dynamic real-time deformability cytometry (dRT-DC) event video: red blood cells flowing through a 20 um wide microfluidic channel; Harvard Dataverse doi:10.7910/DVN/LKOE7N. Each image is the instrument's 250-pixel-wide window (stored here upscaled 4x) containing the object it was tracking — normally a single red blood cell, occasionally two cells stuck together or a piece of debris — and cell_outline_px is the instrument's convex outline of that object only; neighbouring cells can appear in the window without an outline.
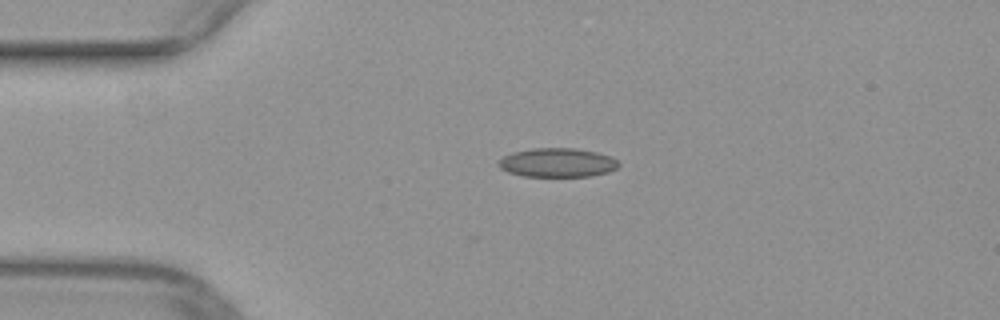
{"species": "common noctule bat (a hibernating species)", "species_latin": "Nyctalus noctula", "temperature_condition": "warm", "stored_images_in_passage": 42, "camera_frame_rate_fps": 3000, "um_per_image_px": 0.085, "animal": {"sex": "female", "body_mass_g": 29.2, "forearm_length_mm": 56.3}, "frame": {"image": 1, "passage_image": 3, "time_ms": 0.667, "image_size_px": [1000, 320], "cell_outline_px": [[620, 164], [616, 168], [608, 172], [588, 176], [524, 176], [508, 172], [500, 168], [496, 164], [504, 156], [512, 152], [532, 148], [576, 148], [596, 152], [612, 156]], "centroid_in_image_um": [47.37, 13.81], "position_along_channel_um": 37.6, "area_um2": 20.29}}
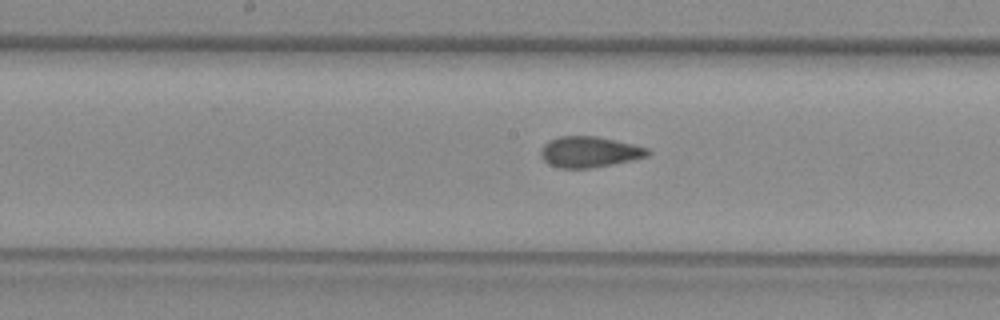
{"frame": {"image": 2, "passage_image": 17, "time_ms": 5.333, "image_size_px": [1000, 320], "cell_outline_px": [[652, 152], [648, 156], [632, 160], [612, 164], [588, 168], [560, 168], [548, 164], [540, 156], [540, 148], [548, 140], [560, 136], [596, 136], [632, 144], [648, 148]], "centroid_in_image_um": [50.07, 12.91], "position_along_channel_um": 198.1, "area_um2": 19.25}}
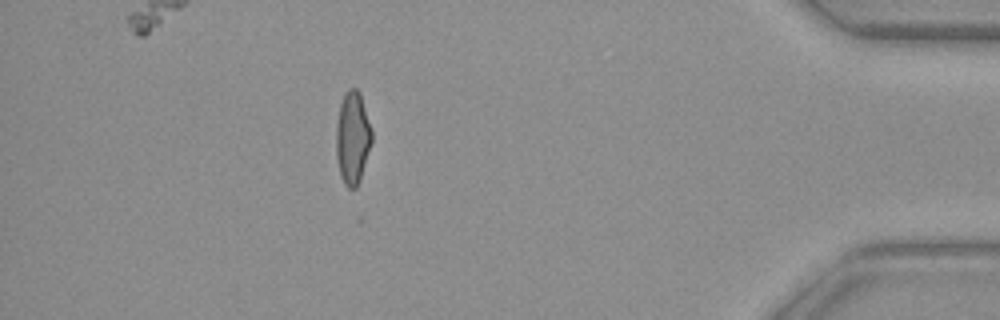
{"frame": {"image": 3, "passage_image": 36, "time_ms": 11.667, "image_size_px": [1000, 320], "cell_outline_px": [[372, 140], [360, 180], [356, 188], [348, 188], [344, 184], [340, 176], [336, 160], [336, 124], [340, 104], [348, 88], [356, 88], [360, 92], [372, 132]], "centroid_in_image_um": [29.95, 11.73], "position_along_channel_um": 405.2, "area_um2": 19.25}}